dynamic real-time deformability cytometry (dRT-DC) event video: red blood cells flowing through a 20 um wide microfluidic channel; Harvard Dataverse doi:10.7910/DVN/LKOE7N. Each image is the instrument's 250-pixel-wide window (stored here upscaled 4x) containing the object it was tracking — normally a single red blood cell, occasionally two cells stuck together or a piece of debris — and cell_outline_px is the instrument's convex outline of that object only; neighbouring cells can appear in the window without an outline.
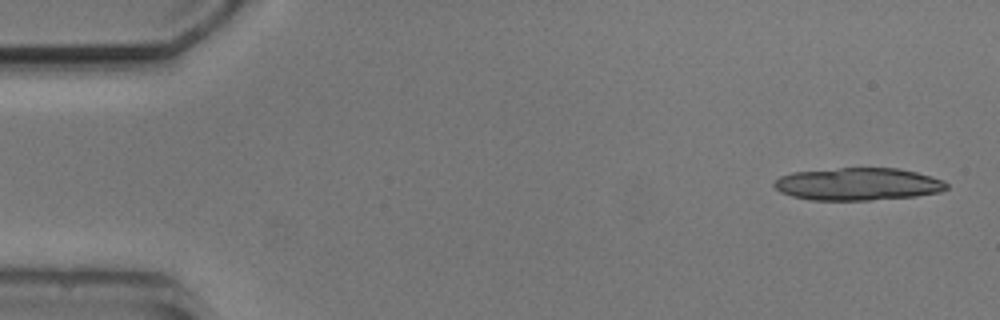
{"species": "common noctule bat (a hibernating species)", "species_latin": "Nyctalus noctula", "temperature_condition": "cold", "stored_images_in_passage": 3, "camera_frame_rate_fps": 3000, "um_per_image_px": 0.085, "animal": {"sex": "male", "body_mass_g": 20.5, "forearm_length_mm": 52.5}, "frame": {"image": 1, "passage_image": 1, "time_ms": 0.0, "image_size_px": [1000, 320], "cell_outline_px": [[948, 188], [940, 192], [916, 196], [872, 200], [812, 200], [792, 196], [780, 192], [772, 184], [780, 176], [792, 172], [840, 168], [900, 168], [932, 176], [944, 180], [948, 184]], "centroid_in_image_um": [72.95, 15.65], "position_along_channel_um": 12.1, "area_um2": 32.83}}